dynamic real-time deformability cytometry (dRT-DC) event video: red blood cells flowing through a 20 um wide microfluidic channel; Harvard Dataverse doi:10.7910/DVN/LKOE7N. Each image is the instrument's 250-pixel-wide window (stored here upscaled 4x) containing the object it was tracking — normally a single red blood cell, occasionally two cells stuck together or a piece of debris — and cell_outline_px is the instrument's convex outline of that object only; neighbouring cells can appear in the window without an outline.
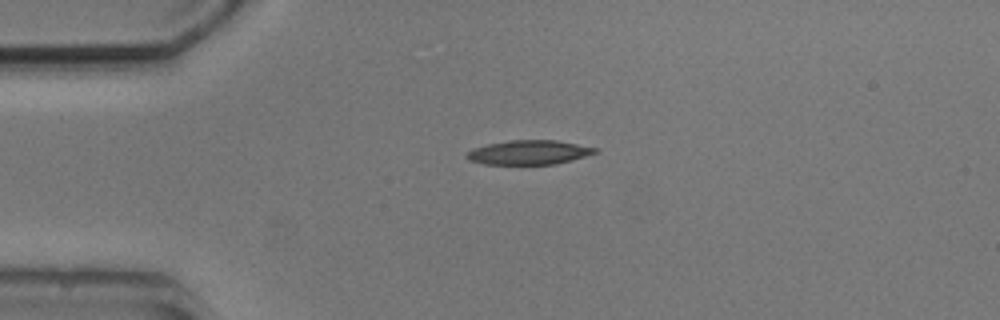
{"species": "common noctule bat (a hibernating species)", "species_latin": "Nyctalus noctula", "temperature_condition": "cold", "stored_images_in_passage": 2, "camera_frame_rate_fps": 3000, "um_per_image_px": 0.085, "animal": {"sex": "male", "body_mass_g": 20.5, "forearm_length_mm": 52.5}, "frame": {"image": 1, "passage_image": 1, "time_ms": 0.0, "image_size_px": [1000, 320], "cell_outline_px": [[600, 152], [572, 160], [556, 164], [484, 164], [468, 160], [464, 156], [468, 152], [476, 148], [488, 144], [512, 140], [556, 140], [600, 148]], "centroid_in_image_um": [45.03, 12.95], "position_along_channel_um": 40.0, "area_um2": 18.21}}